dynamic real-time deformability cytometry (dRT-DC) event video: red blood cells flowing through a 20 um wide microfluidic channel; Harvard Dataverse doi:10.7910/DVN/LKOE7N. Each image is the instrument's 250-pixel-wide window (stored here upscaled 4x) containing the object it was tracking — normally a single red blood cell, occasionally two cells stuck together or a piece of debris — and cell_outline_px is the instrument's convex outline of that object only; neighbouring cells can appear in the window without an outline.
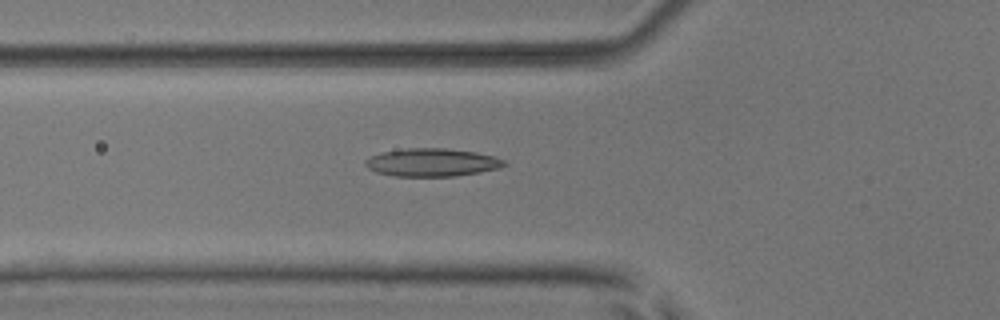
{"species": "common noctule bat (a hibernating species)", "species_latin": "Nyctalus noctula", "temperature_condition": "room temperature", "stored_images_in_passage": 40, "camera_frame_rate_fps": 3000, "um_per_image_px": 0.085, "animal": {"sex": "male", "body_mass_g": 17.9, "forearm_length_mm": 54.2}, "frame": {"image": 1, "passage_image": 11, "time_ms": 3.333, "image_size_px": [1000, 320], "cell_outline_px": [[508, 164], [500, 168], [480, 172], [456, 176], [392, 176], [376, 172], [368, 168], [364, 164], [364, 160], [372, 156], [384, 152], [404, 148], [444, 148], [476, 152], [492, 156], [504, 160]], "centroid_in_image_um": [36.72, 13.81], "position_along_channel_um": 89.1, "area_um2": 22.66}}
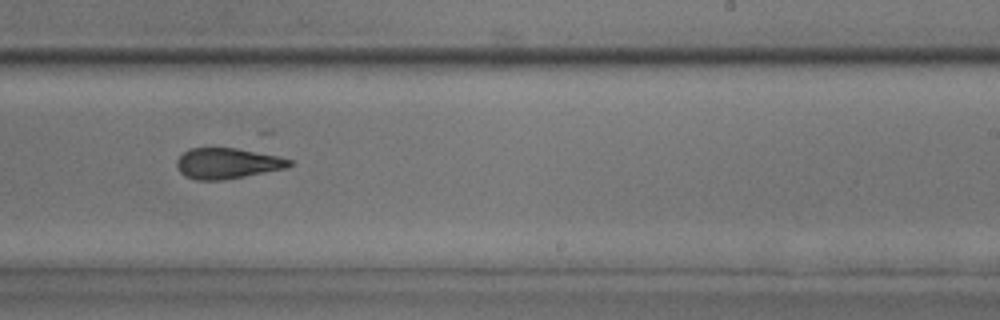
{"frame": {"image": 2, "passage_image": 25, "time_ms": 8.0, "image_size_px": [1000, 320], "cell_outline_px": [[292, 164], [284, 168], [244, 176], [220, 180], [196, 180], [184, 176], [180, 172], [176, 164], [176, 160], [188, 148], [236, 148], [276, 156], [292, 160]], "centroid_in_image_um": [19.25, 13.88], "position_along_channel_um": 269.7, "area_um2": 19.83}}
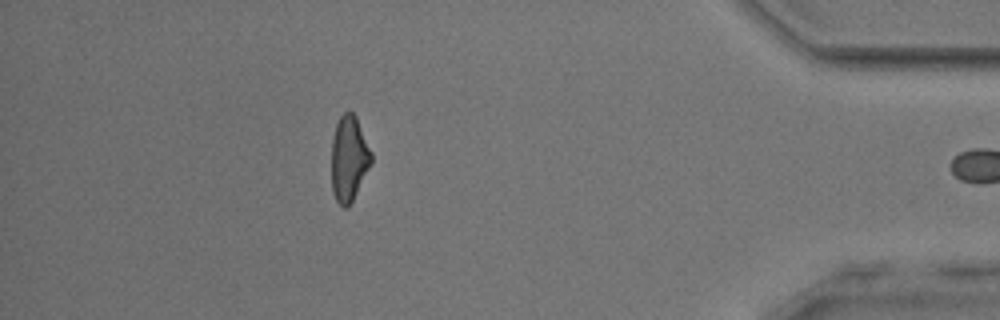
{"frame": {"image": 3, "passage_image": 39, "time_ms": 12.667, "image_size_px": [1000, 320], "cell_outline_px": [[372, 164], [348, 208], [344, 208], [336, 200], [332, 192], [332, 136], [336, 124], [340, 116], [344, 112], [352, 112], [356, 116], [372, 152]], "centroid_in_image_um": [29.67, 13.48], "position_along_channel_um": 405.5, "area_um2": 19.94}}